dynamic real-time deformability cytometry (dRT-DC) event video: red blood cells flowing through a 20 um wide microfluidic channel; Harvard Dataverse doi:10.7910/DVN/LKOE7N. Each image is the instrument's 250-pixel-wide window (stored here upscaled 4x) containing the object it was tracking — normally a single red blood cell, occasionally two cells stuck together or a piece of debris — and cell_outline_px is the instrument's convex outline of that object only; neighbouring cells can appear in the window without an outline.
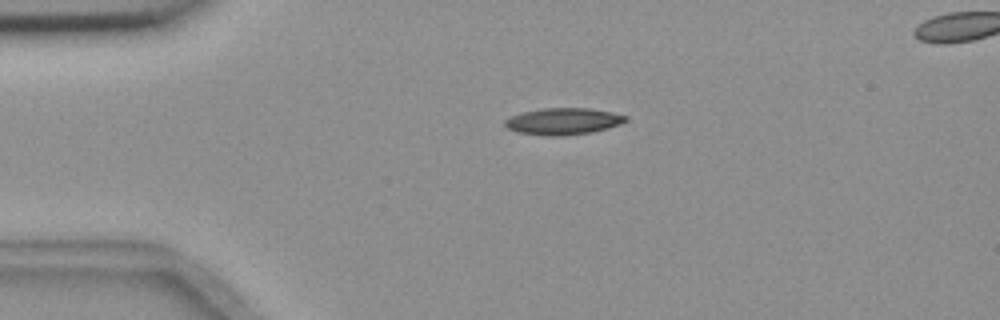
{"species": "common noctule bat (a hibernating species)", "species_latin": "Nyctalus noctula", "temperature_condition": "room temperature", "stored_images_in_passage": 3, "camera_frame_rate_fps": 3000, "um_per_image_px": 0.085, "animal": {"sex": "female", "body_mass_g": 18.4}, "frame": {"image": 1, "passage_image": 1, "time_ms": 0.0, "image_size_px": [1000, 320], "cell_outline_px": [[628, 120], [620, 124], [608, 128], [592, 132], [560, 136], [548, 136], [516, 132], [508, 128], [504, 124], [504, 120], [508, 116], [520, 112], [540, 108], [588, 108], [612, 112], [628, 116]], "centroid_in_image_um": [47.84, 10.3], "position_along_channel_um": 37.2, "area_um2": 19.02}}